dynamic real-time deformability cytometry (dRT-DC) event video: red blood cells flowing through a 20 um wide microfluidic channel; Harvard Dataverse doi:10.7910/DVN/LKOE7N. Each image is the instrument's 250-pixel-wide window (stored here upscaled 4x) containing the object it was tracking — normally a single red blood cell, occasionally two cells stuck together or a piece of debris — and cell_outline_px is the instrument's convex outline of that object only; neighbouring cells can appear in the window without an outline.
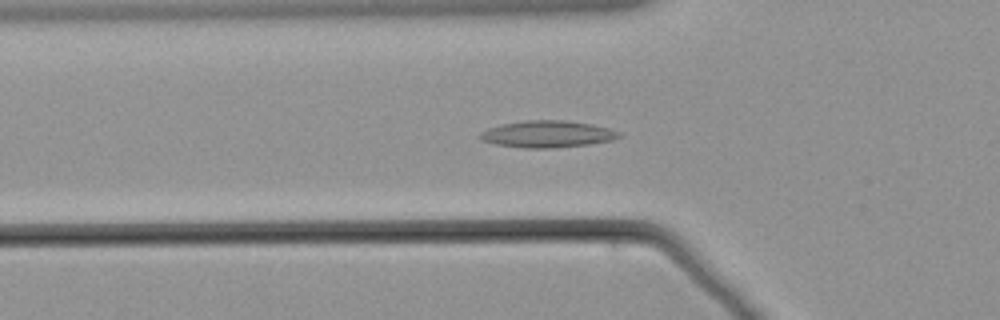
{"species": "common noctule bat (a hibernating species)", "species_latin": "Nyctalus noctula", "temperature_condition": "warm", "stored_images_in_passage": 61, "camera_frame_rate_fps": 3000, "um_per_image_px": 0.085, "animal": {"sex": "male", "body_mass_g": 21.5, "forearm_length_mm": 52.0}, "frame": {"image": 1, "passage_image": 22, "time_ms": 7.0, "image_size_px": [1000, 320], "cell_outline_px": [[620, 136], [612, 140], [592, 144], [552, 148], [524, 148], [496, 144], [480, 140], [476, 136], [480, 132], [488, 128], [504, 124], [524, 120], [564, 120], [592, 124], [608, 128], [620, 132]], "centroid_in_image_um": [46.5, 11.4], "position_along_channel_um": 79.3, "area_um2": 21.79}}
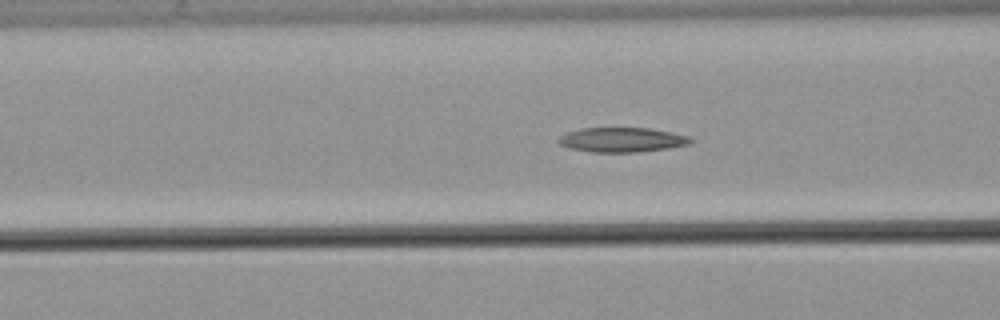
{"frame": {"image": 2, "passage_image": 25, "time_ms": 8.0, "image_size_px": [1000, 320], "cell_outline_px": [[692, 140], [688, 144], [668, 148], [640, 152], [588, 152], [568, 148], [560, 144], [556, 140], [560, 136], [568, 132], [580, 128], [648, 128], [672, 132], [688, 136]], "centroid_in_image_um": [52.82, 11.88], "position_along_channel_um": 113.8, "area_um2": 18.96}}
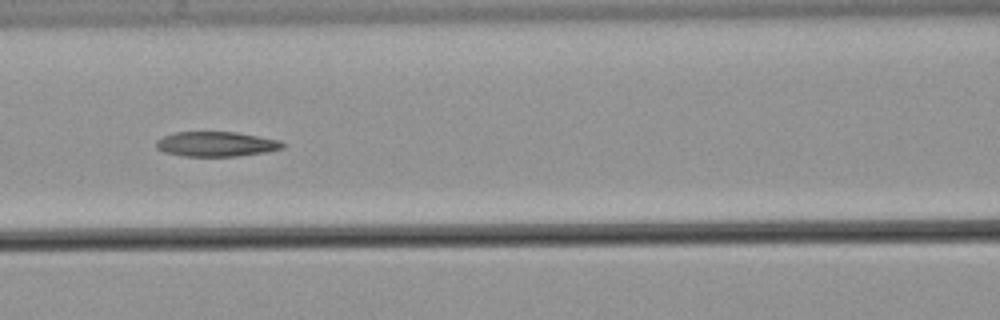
{"frame": {"image": 3, "passage_image": 28, "time_ms": 9.0, "image_size_px": [1000, 320], "cell_outline_px": [[288, 144], [284, 148], [268, 152], [236, 156], [184, 156], [164, 152], [156, 148], [156, 140], [164, 136], [176, 132], [236, 132], [280, 140]], "centroid_in_image_um": [18.43, 12.25], "position_along_channel_um": 148.2, "area_um2": 18.44}}